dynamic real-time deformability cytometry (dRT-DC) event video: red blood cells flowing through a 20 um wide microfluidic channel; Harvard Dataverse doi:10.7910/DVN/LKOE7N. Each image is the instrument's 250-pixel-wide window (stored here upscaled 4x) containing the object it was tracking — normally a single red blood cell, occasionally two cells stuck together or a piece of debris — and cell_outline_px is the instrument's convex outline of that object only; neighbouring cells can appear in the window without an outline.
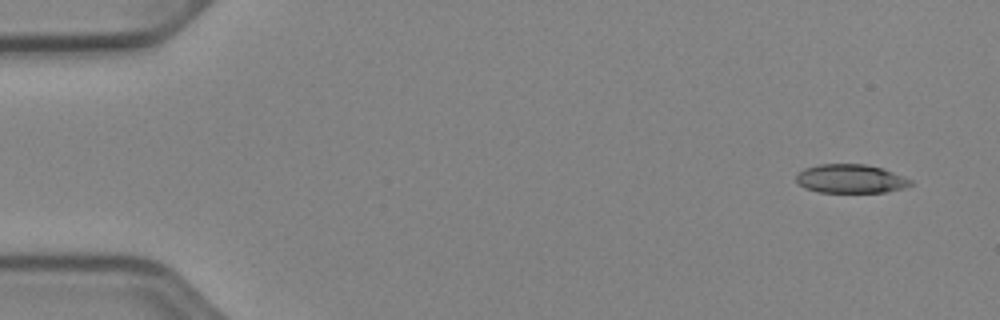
{"species": "Egyptian fruit bat (a non-hibernating species)", "species_latin": "Rousettus aegyptiacus", "temperature_condition": "cold", "stored_images_in_passage": 49, "camera_frame_rate_fps": 3000, "um_per_image_px": 0.085, "animal": {"sex": "female"}, "frame": {"image": 1, "passage_image": 1, "time_ms": 0.0, "image_size_px": [1000, 320], "cell_outline_px": [[912, 184], [904, 188], [884, 192], [816, 192], [804, 188], [796, 180], [796, 176], [804, 168], [820, 164], [864, 164], [880, 168], [904, 176], [912, 180]], "centroid_in_image_um": [72.29, 15.2], "position_along_channel_um": 12.7, "area_um2": 19.07}}
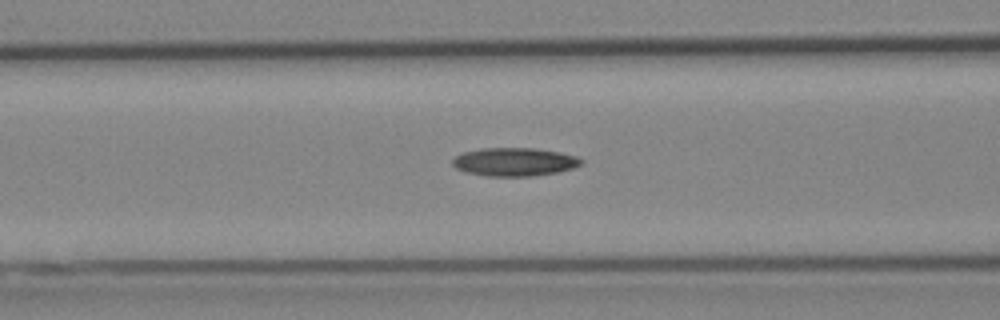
{"frame": {"image": 2, "passage_image": 19, "time_ms": 6.0, "image_size_px": [1000, 320], "cell_outline_px": [[584, 164], [576, 168], [560, 172], [532, 176], [484, 176], [464, 172], [456, 168], [452, 164], [452, 160], [456, 156], [464, 152], [480, 148], [536, 148], [560, 152], [576, 156], [584, 160]], "centroid_in_image_um": [43.77, 13.76], "position_along_channel_um": 122.8, "area_um2": 21.62}}
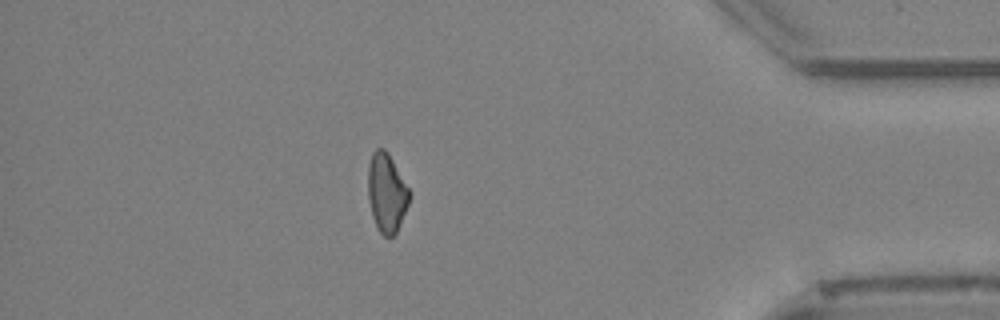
{"frame": {"image": 3, "passage_image": 43, "time_ms": 14.0, "image_size_px": [1000, 320], "cell_outline_px": [[412, 196], [400, 224], [396, 232], [392, 236], [384, 236], [380, 232], [372, 216], [368, 200], [368, 164], [372, 152], [376, 148], [384, 148], [388, 152], [412, 192]], "centroid_in_image_um": [32.88, 16.35], "position_along_channel_um": 402.3, "area_um2": 19.31}}